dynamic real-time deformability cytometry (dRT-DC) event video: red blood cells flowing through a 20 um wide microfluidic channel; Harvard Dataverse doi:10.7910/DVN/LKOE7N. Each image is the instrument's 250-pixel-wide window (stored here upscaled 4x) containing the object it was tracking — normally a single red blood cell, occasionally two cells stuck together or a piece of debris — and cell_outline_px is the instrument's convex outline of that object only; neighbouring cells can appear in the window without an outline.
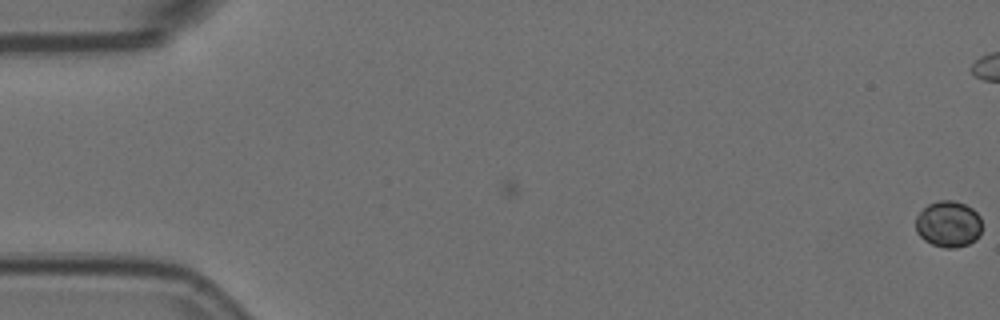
{"species": "Egyptian fruit bat (a non-hibernating species)", "species_latin": "Rousettus aegyptiacus", "temperature_condition": "room temperature", "stored_images_in_passage": 7, "camera_frame_rate_fps": 3000, "um_per_image_px": 0.085, "animal": {"sex": "female"}, "frame": {"image": 1, "passage_image": 1, "time_ms": 0.0, "image_size_px": [1000, 320], "cell_outline_px": [[980, 236], [976, 240], [968, 244], [956, 248], [944, 248], [932, 244], [924, 240], [916, 232], [916, 216], [928, 204], [936, 200], [952, 200], [964, 204], [972, 208], [980, 216]], "centroid_in_image_um": [80.61, 19.05], "position_along_channel_um": 4.4, "area_um2": 17.98}}